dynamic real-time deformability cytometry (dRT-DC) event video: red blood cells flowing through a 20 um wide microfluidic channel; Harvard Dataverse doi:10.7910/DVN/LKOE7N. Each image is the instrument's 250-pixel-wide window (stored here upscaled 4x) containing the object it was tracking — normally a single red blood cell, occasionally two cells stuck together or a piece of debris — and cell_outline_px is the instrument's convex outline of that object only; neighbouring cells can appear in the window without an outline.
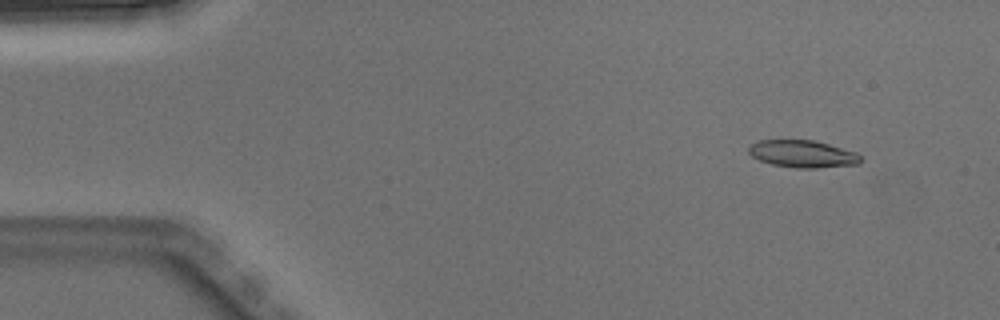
{"species": "Egyptian fruit bat (a non-hibernating species)", "species_latin": "Rousettus aegyptiacus", "temperature_condition": "warm", "stored_images_in_passage": 4, "camera_frame_rate_fps": 3000, "um_per_image_px": 0.085, "animal": {"sex": "male"}, "frame": {"image": 1, "passage_image": 2, "time_ms": 0.333, "image_size_px": [1000, 320], "cell_outline_px": [[864, 160], [860, 164], [816, 168], [796, 168], [772, 164], [760, 160], [752, 156], [748, 152], [748, 148], [752, 144], [760, 140], [812, 140], [828, 144], [856, 152]], "centroid_in_image_um": [68.25, 13.09], "position_along_channel_um": 16.7, "area_um2": 17.74}}